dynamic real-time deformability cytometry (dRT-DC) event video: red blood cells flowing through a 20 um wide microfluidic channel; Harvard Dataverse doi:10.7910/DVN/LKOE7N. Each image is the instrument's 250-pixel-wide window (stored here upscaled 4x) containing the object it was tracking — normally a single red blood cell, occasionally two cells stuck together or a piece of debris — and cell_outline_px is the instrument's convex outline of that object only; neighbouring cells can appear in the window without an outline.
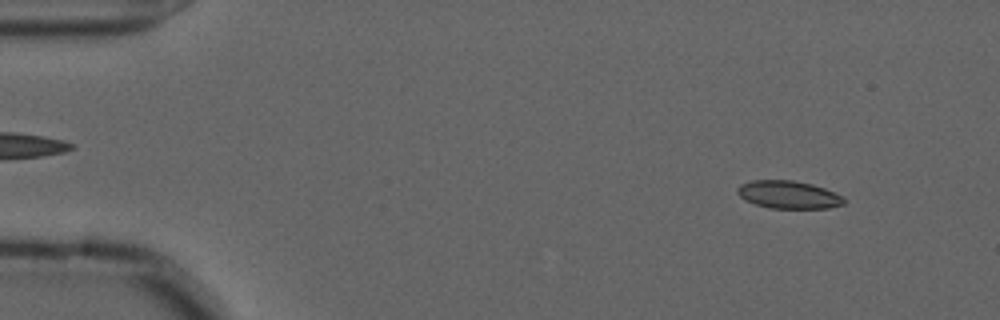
{"species": "common noctule bat (a hibernating species)", "species_latin": "Nyctalus noctula", "temperature_condition": "cold", "stored_images_in_passage": 55, "camera_frame_rate_fps": 3000, "um_per_image_px": 0.085, "animal": {"sex": "male", "forearm_length_mm": 52.5}, "frame": {"image": 1, "passage_image": 5, "time_ms": 1.333, "image_size_px": [1000, 320], "cell_outline_px": [[844, 204], [828, 208], [768, 208], [744, 200], [736, 192], [736, 188], [740, 184], [752, 180], [792, 180], [812, 184], [824, 188], [844, 196]], "centroid_in_image_um": [67.0, 16.54], "position_along_channel_um": 18.0, "area_um2": 17.34}}
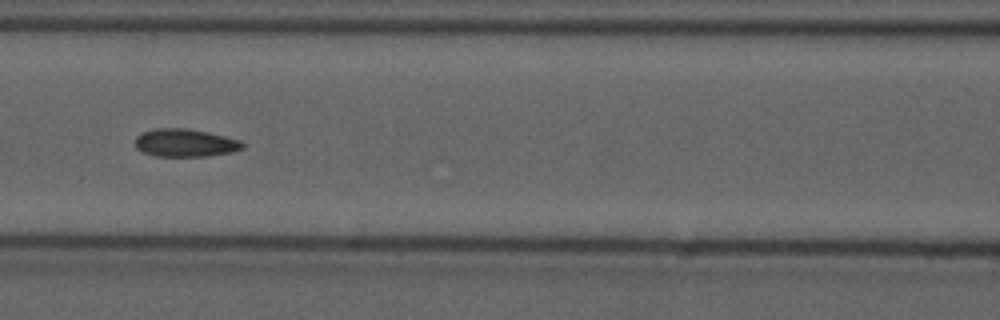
{"frame": {"image": 2, "passage_image": 24, "time_ms": 7.667, "image_size_px": [1000, 320], "cell_outline_px": [[244, 148], [232, 152], [208, 156], [156, 156], [144, 152], [136, 148], [136, 136], [144, 132], [156, 128], [184, 128], [208, 132], [240, 140], [244, 144]], "centroid_in_image_um": [15.76, 12.14], "position_along_channel_um": 150.8, "area_um2": 17.34}}
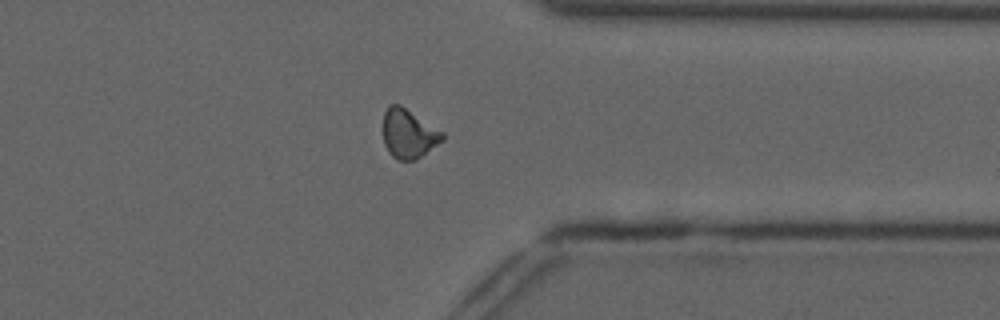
{"frame": {"image": 3, "passage_image": 43, "time_ms": 14.0, "image_size_px": [1000, 320], "cell_outline_px": [[444, 140], [416, 160], [396, 160], [388, 152], [384, 144], [384, 112], [388, 104], [400, 104], [444, 132]], "centroid_in_image_um": [34.74, 11.37], "position_along_channel_um": 376.7, "area_um2": 17.11}, "authors_computed_cell_mechanics": {"area_um2": 17.051, "velocity_mm_per_s": 3.6558, "shape_relaxation_time_tau1_ms": null, "shape_relaxation_time_tau2_ms": 3.5273, "deformation_change_tau1": null, "deformation_change_tau2": 0.0867}}